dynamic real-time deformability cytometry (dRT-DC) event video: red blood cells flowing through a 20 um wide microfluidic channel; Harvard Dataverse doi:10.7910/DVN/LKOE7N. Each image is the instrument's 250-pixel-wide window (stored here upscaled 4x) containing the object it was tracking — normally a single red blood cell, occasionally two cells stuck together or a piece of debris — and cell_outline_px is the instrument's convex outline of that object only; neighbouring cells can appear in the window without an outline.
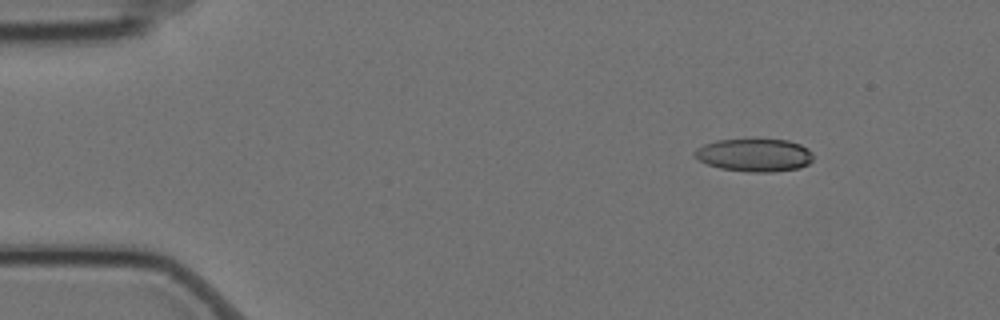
{"species": "Egyptian fruit bat (a non-hibernating species)", "species_latin": "Rousettus aegyptiacus", "temperature_condition": "cold", "stored_images_in_passage": 4, "camera_frame_rate_fps": 3000, "um_per_image_px": 0.085, "animal": {"sex": "female"}, "frame": {"image": 1, "passage_image": 2, "time_ms": 0.333, "image_size_px": [1000, 320], "cell_outline_px": [[812, 160], [808, 164], [800, 168], [772, 172], [748, 172], [720, 168], [708, 164], [700, 160], [692, 152], [704, 144], [716, 140], [752, 136], [788, 140], [800, 144], [808, 148], [812, 152]], "centroid_in_image_um": [64.14, 13.13], "position_along_channel_um": 20.9, "area_um2": 23.64}}
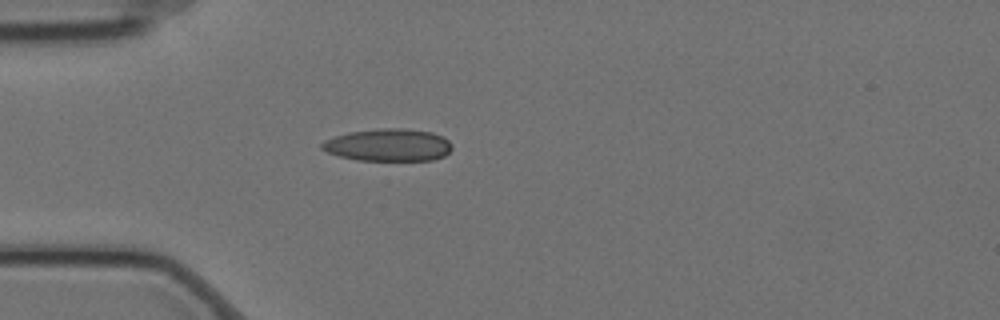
{"frame": {"image": 2, "passage_image": 4, "time_ms": 1.0, "image_size_px": [1000, 320], "cell_outline_px": [[452, 148], [444, 156], [432, 160], [356, 160], [340, 156], [328, 152], [320, 148], [320, 144], [324, 140], [348, 132], [380, 128], [404, 128], [432, 132], [444, 136], [452, 144]], "centroid_in_image_um": [33.02, 12.31], "position_along_channel_um": 52.0, "area_um2": 24.68}}